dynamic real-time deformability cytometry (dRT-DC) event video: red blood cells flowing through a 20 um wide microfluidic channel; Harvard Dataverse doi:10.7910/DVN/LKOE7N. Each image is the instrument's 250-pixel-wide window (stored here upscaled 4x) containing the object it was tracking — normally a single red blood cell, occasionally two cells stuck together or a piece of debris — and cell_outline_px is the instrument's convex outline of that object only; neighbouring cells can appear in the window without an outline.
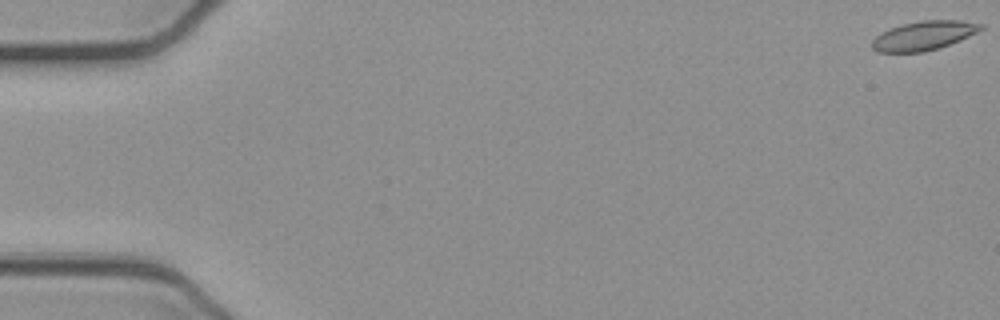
{"species": "common noctule bat (a hibernating species)", "species_latin": "Nyctalus noctula", "temperature_condition": "cold", "stored_images_in_passage": 54, "camera_frame_rate_fps": 3000, "um_per_image_px": 0.085, "animal": {"sex": "female", "body_mass_g": 21.9}, "frame": {"image": 1, "passage_image": 1, "time_ms": 0.0, "image_size_px": [1000, 320], "cell_outline_px": [[984, 28], [960, 40], [924, 52], [876, 52], [872, 48], [872, 40], [880, 32], [904, 24], [920, 20], [960, 20], [984, 24]], "centroid_in_image_um": [78.5, 3.02], "position_along_channel_um": 6.5, "area_um2": 18.26}}
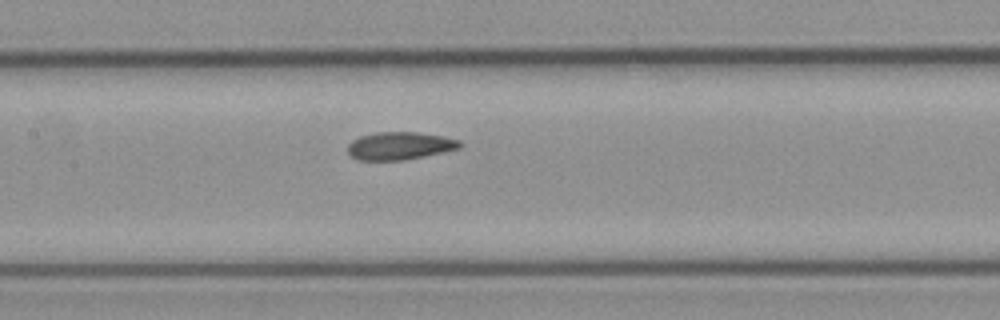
{"frame": {"image": 2, "passage_image": 26, "time_ms": 8.333, "image_size_px": [1000, 320], "cell_outline_px": [[464, 144], [460, 148], [444, 152], [404, 160], [356, 160], [348, 152], [348, 144], [352, 140], [360, 136], [376, 132], [416, 132], [440, 136], [460, 140]], "centroid_in_image_um": [33.98, 12.4], "position_along_channel_um": 173.4, "area_um2": 18.15}}
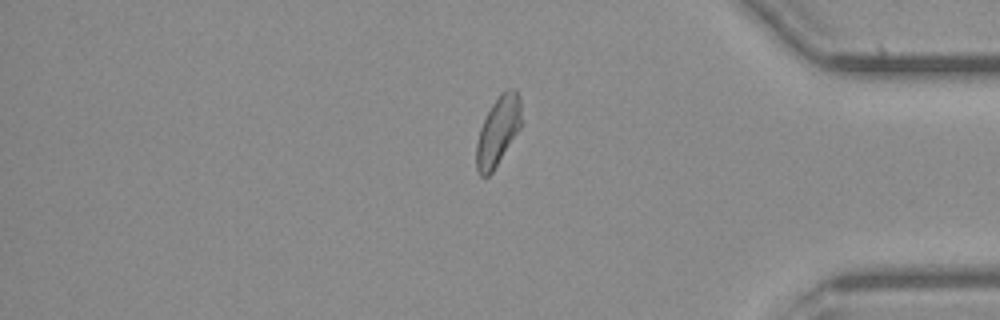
{"frame": {"image": 3, "passage_image": 45, "time_ms": 14.667, "image_size_px": [1000, 320], "cell_outline_px": [[520, 128], [492, 172], [488, 176], [480, 176], [476, 168], [476, 144], [480, 128], [492, 104], [500, 92], [508, 88], [516, 88], [520, 96]], "centroid_in_image_um": [42.32, 11.11], "position_along_channel_um": 392.9, "area_um2": 17.92}, "authors_computed_cell_mechanics": {"area_um2": 18.6116, "velocity_mm_per_s": 3.8892, "shape_relaxation_time_tau1_ms": null, "shape_relaxation_time_tau2_ms": 1.5244, "deformation_change_tau1": null, "deformation_change_tau2": 0.0599}}